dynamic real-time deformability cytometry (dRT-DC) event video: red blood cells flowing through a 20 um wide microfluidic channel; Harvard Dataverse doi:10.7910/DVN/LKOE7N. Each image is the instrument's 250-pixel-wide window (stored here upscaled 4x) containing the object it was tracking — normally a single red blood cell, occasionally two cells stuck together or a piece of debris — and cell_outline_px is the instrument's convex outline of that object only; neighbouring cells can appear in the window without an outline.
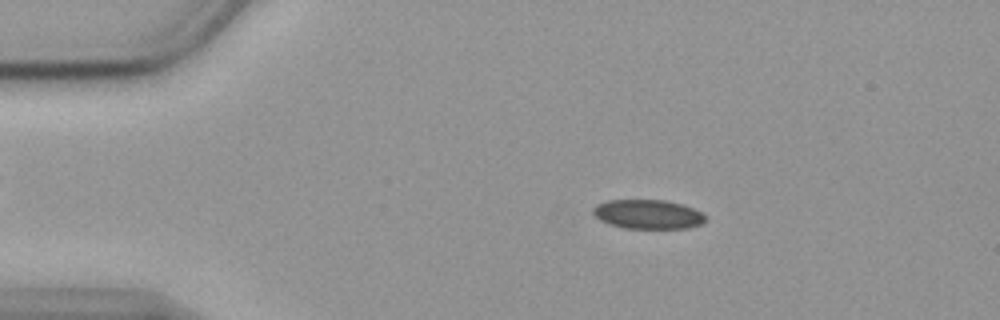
{"species": "common noctule bat (a hibernating species)", "species_latin": "Nyctalus noctula", "temperature_condition": "cold", "stored_images_in_passage": 55, "camera_frame_rate_fps": 3000, "um_per_image_px": 0.085, "animal": {"sex": "female", "body_mass_g": 19.9}, "frame": {"image": 1, "passage_image": 9, "time_ms": 2.667, "image_size_px": [1000, 320], "cell_outline_px": [[704, 220], [700, 224], [688, 228], [624, 228], [608, 224], [600, 220], [592, 212], [592, 208], [596, 204], [608, 200], [664, 200], [680, 204], [692, 208], [700, 212], [704, 216]], "centroid_in_image_um": [55.01, 18.21], "position_along_channel_um": 30.0, "area_um2": 18.96}}
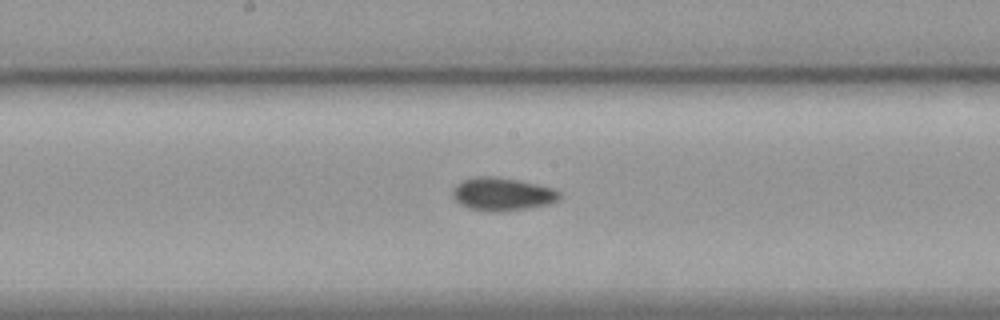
{"frame": {"image": 2, "passage_image": 28, "time_ms": 9.0, "image_size_px": [1000, 320], "cell_outline_px": [[560, 196], [556, 200], [548, 204], [528, 208], [500, 212], [492, 212], [468, 208], [460, 204], [452, 196], [452, 188], [460, 180], [476, 176], [496, 176], [520, 180], [552, 188], [560, 192]], "centroid_in_image_um": [42.63, 16.49], "position_along_channel_um": 205.6, "area_um2": 20.75}}
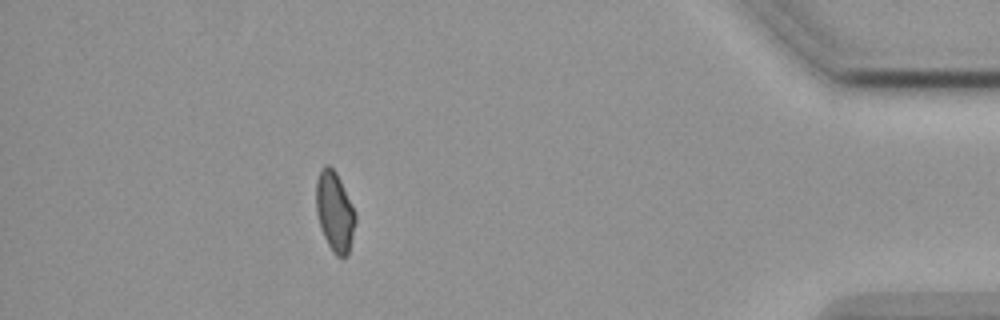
{"frame": {"image": 3, "passage_image": 49, "time_ms": 16.0, "image_size_px": [1000, 320], "cell_outline_px": [[356, 220], [348, 256], [336, 256], [332, 252], [320, 228], [316, 212], [316, 180], [320, 172], [328, 164], [336, 172], [356, 212]], "centroid_in_image_um": [28.45, 18.02], "position_along_channel_um": 406.7, "area_um2": 18.21}, "authors_computed_cell_mechanics": {"area_um2": 19.4786, "velocity_mm_per_s": 3.5769, "shape_relaxation_time_tau1_ms": null, "shape_relaxation_time_tau2_ms": 4.0257, "deformation_change_tau1": null, "deformation_change_tau2": 0.0872}}